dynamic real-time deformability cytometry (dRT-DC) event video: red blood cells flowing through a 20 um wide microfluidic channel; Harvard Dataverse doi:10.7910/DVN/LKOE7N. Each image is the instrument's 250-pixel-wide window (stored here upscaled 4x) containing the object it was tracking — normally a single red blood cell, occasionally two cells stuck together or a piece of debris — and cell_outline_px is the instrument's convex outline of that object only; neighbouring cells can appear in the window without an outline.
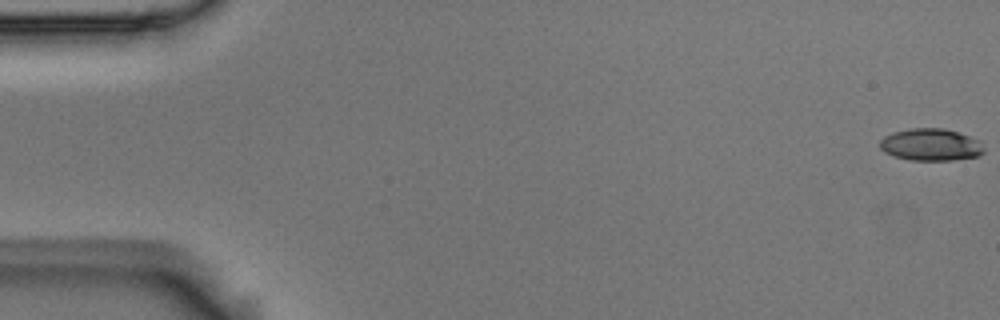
{"species": "Egyptian fruit bat (a non-hibernating species)", "species_latin": "Rousettus aegyptiacus", "temperature_condition": "room temperature", "stored_images_in_passage": 5, "camera_frame_rate_fps": 3000, "um_per_image_px": 0.085, "animal": {"sex": "male"}, "frame": {"image": 1, "passage_image": 1, "time_ms": 0.0, "image_size_px": [1000, 320], "cell_outline_px": [[984, 152], [976, 156], [952, 160], [908, 160], [884, 152], [880, 148], [880, 140], [884, 136], [892, 132], [908, 128], [944, 128], [980, 140], [984, 148]], "centroid_in_image_um": [79.1, 12.29], "position_along_channel_um": 5.9, "area_um2": 19.48}}
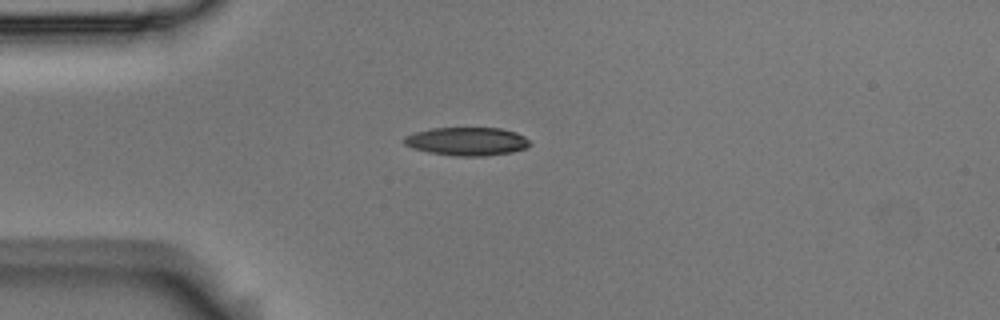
{"frame": {"image": 2, "passage_image": 5, "time_ms": 1.333, "image_size_px": [1000, 320], "cell_outline_px": [[532, 144], [528, 148], [512, 152], [484, 156], [452, 156], [428, 152], [412, 148], [404, 144], [400, 140], [404, 136], [416, 132], [432, 128], [500, 128], [516, 132], [524, 136]], "centroid_in_image_um": [39.68, 12.02], "position_along_channel_um": 45.3, "area_um2": 20.98}}